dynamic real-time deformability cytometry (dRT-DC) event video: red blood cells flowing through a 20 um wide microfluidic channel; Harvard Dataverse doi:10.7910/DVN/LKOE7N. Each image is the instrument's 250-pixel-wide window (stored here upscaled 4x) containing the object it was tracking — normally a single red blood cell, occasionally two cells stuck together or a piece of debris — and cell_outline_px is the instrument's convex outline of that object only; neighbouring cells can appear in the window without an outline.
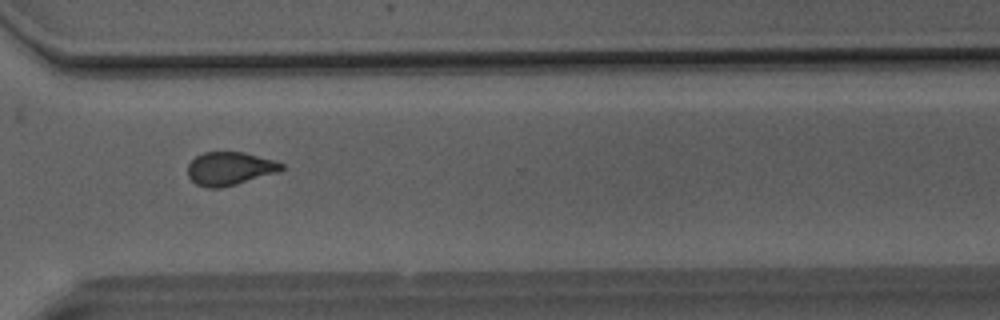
{"species": "Egyptian fruit bat (a non-hibernating species)", "species_latin": "Rousettus aegyptiacus", "temperature_condition": "room temperature", "stored_images_in_passage": 50, "camera_frame_rate_fps": 3000, "um_per_image_px": 0.085, "animal": {"sex": "male"}, "frame": {"image": 1, "passage_image": 37, "time_ms": 12.0, "image_size_px": [1000, 320], "cell_outline_px": [[284, 168], [280, 172], [236, 184], [220, 188], [208, 188], [196, 184], [188, 176], [188, 164], [196, 156], [204, 152], [244, 152], [272, 160], [284, 164]], "centroid_in_image_um": [19.53, 14.33], "position_along_channel_um": 351.1, "area_um2": 18.15}}
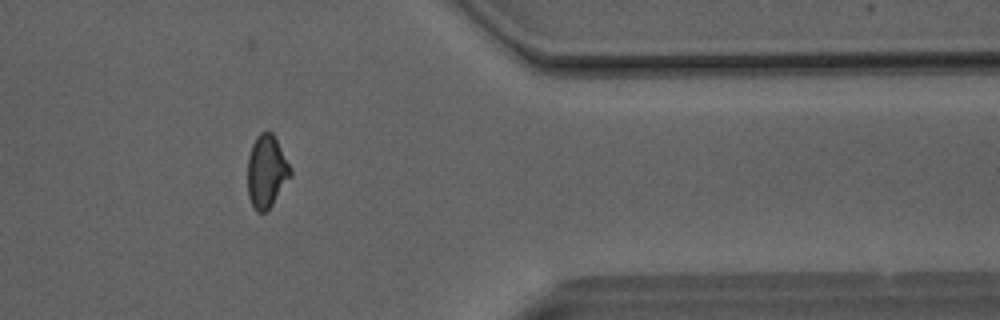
{"frame": {"image": 2, "passage_image": 41, "time_ms": 13.333, "image_size_px": [1000, 320], "cell_outline_px": [[292, 176], [272, 204], [264, 212], [256, 212], [248, 196], [248, 156], [252, 144], [256, 136], [260, 132], [272, 132], [292, 168]], "centroid_in_image_um": [22.67, 14.56], "position_along_channel_um": 388.7, "area_um2": 18.15}}
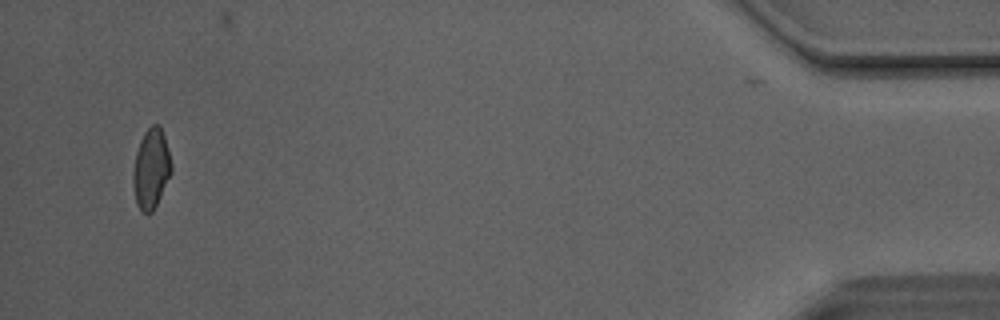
{"frame": {"image": 3, "passage_image": 48, "time_ms": 15.667, "image_size_px": [1000, 320], "cell_outline_px": [[172, 172], [152, 212], [140, 212], [136, 204], [132, 180], [132, 172], [136, 152], [140, 140], [144, 132], [152, 124], [156, 124], [160, 128], [164, 136], [172, 164]], "centroid_in_image_um": [12.82, 14.35], "position_along_channel_um": 422.4, "area_um2": 17.74}, "authors_computed_cell_mechanics": {"area_um2": 18.6116, "velocity_mm_per_s": 4.1535, "shape_relaxation_time_tau1_ms": null, "shape_relaxation_time_tau2_ms": 1.4964, "deformation_change_tau1": null, "deformation_change_tau2": 0.0668}}